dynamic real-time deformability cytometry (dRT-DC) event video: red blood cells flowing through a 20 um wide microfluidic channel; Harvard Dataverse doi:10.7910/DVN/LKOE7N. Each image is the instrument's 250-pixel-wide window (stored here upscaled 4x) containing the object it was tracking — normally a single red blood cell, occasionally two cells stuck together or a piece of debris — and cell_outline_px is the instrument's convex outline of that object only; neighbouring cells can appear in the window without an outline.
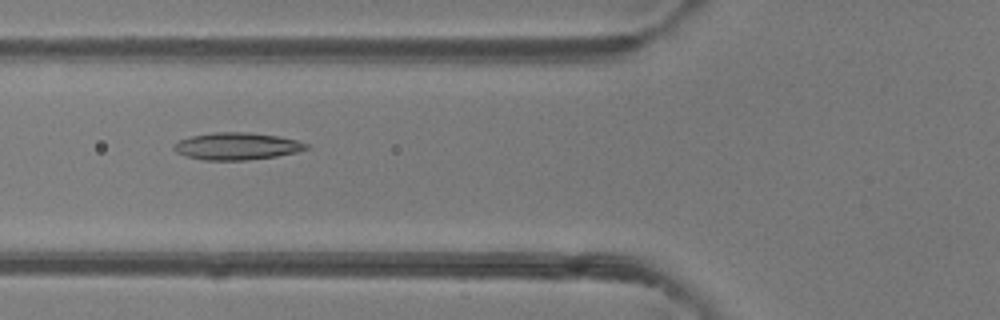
{"species": "common noctule bat (a hibernating species)", "species_latin": "Nyctalus noctula", "temperature_condition": "room temperature", "stored_images_in_passage": 5, "camera_frame_rate_fps": 3000, "um_per_image_px": 0.085, "animal": {"sex": "female"}, "frame": {"image": 1, "passage_image": 4, "time_ms": 3.333, "image_size_px": [1000, 320], "cell_outline_px": [[312, 148], [296, 152], [276, 156], [244, 160], [204, 160], [188, 156], [176, 152], [172, 148], [172, 144], [180, 140], [192, 136], [216, 132], [248, 132], [280, 136], [296, 140], [308, 144]], "centroid_in_image_um": [20.15, 12.42], "position_along_channel_um": 105.6, "area_um2": 20.92}}
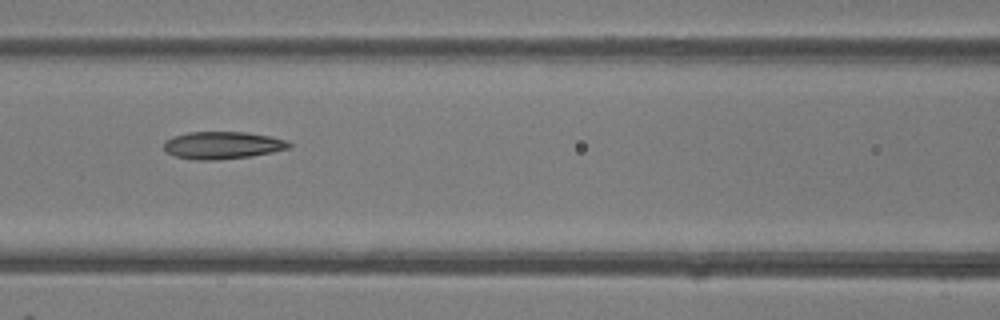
{"frame": {"image": 2, "passage_image": 5, "time_ms": 4.333, "image_size_px": [1000, 320], "cell_outline_px": [[292, 148], [272, 152], [248, 156], [216, 160], [192, 160], [176, 156], [168, 152], [164, 148], [164, 140], [172, 136], [188, 132], [248, 132], [272, 136], [288, 140], [292, 144]], "centroid_in_image_um": [18.94, 12.33], "position_along_channel_um": 147.7, "area_um2": 20.17}}